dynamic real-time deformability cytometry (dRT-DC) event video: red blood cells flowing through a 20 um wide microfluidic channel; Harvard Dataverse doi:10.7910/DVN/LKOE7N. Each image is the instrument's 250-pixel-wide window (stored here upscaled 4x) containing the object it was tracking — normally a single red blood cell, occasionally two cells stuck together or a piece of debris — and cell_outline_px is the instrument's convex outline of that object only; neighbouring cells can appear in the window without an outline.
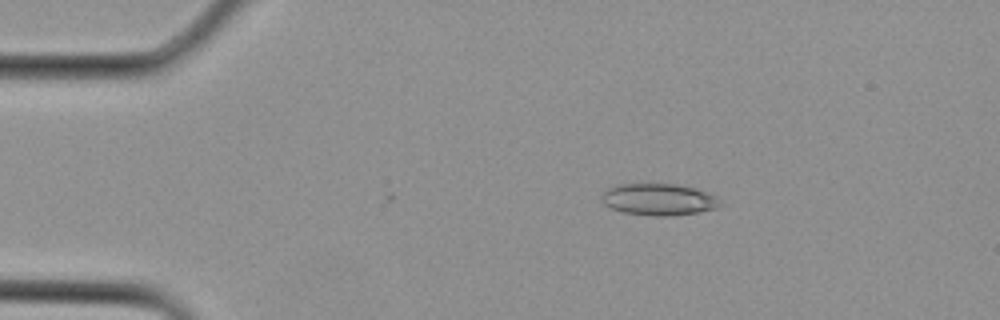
{"species": "Egyptian fruit bat (a non-hibernating species)", "species_latin": "Rousettus aegyptiacus", "temperature_condition": "cold", "stored_images_in_passage": 9, "camera_frame_rate_fps": 3000, "um_per_image_px": 0.085, "animal": {"sex": "female"}, "frame": {"image": 1, "passage_image": 4, "time_ms": 1.0, "image_size_px": [1000, 320], "cell_outline_px": [[724, 204], [716, 208], [700, 212], [672, 216], [652, 216], [624, 212], [612, 208], [604, 204], [600, 200], [600, 196], [604, 188], [616, 184], [676, 184], [696, 188], [716, 196]], "centroid_in_image_um": [55.97, 16.95], "position_along_channel_um": 29.0, "area_um2": 22.31}}
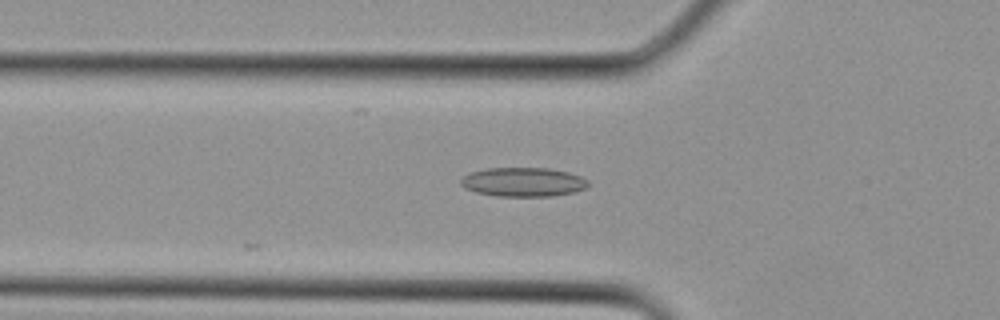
{"frame": {"image": 2, "passage_image": 9, "time_ms": 2.667, "image_size_px": [1000, 320], "cell_outline_px": [[592, 184], [584, 188], [572, 192], [552, 196], [496, 196], [476, 192], [464, 188], [460, 184], [460, 180], [464, 176], [472, 172], [488, 168], [548, 168], [568, 172], [580, 176], [588, 180]], "centroid_in_image_um": [44.48, 15.47], "position_along_channel_um": 81.3, "area_um2": 21.56}}